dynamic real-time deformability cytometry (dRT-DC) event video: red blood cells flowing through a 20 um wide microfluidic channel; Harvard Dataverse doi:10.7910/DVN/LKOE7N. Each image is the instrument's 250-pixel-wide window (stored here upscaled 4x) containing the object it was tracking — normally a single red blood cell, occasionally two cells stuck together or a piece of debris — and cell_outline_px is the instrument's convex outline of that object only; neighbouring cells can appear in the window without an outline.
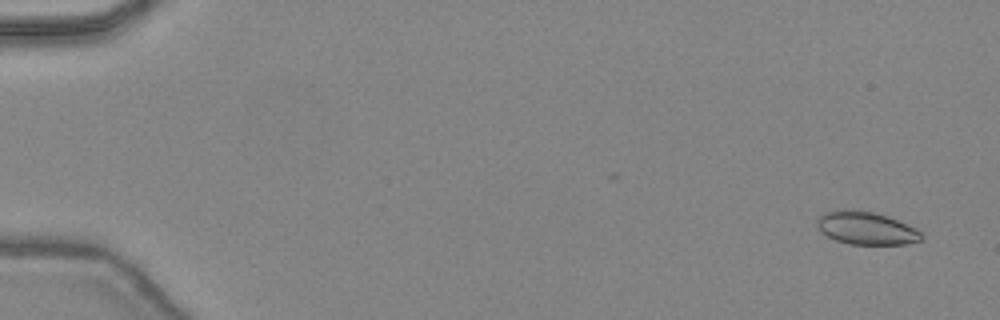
{"species": "common noctule bat (a hibernating species)", "species_latin": "Nyctalus noctula", "temperature_condition": "warm", "stored_images_in_passage": 48, "camera_frame_rate_fps": 3000, "um_per_image_px": 0.085, "animal": {"sex": "female", "body_mass_g": 24.6, "forearm_length_mm": 56.2}, "frame": {"image": 1, "passage_image": 3, "time_ms": 0.667, "image_size_px": [1000, 320], "cell_outline_px": [[924, 236], [920, 240], [904, 244], [848, 244], [836, 240], [820, 232], [816, 224], [816, 216], [824, 212], [840, 208], [852, 208], [872, 212], [888, 216], [916, 228]], "centroid_in_image_um": [73.55, 19.36], "position_along_channel_um": 11.4, "area_um2": 20.35}}
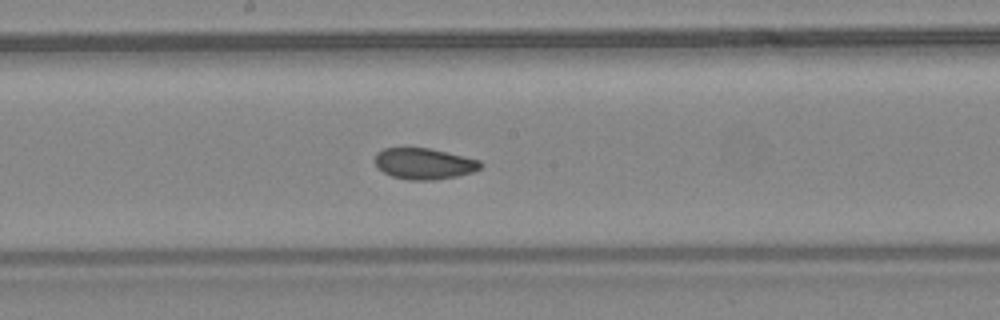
{"frame": {"image": 2, "passage_image": 27, "time_ms": 8.667, "image_size_px": [1000, 320], "cell_outline_px": [[484, 164], [480, 168], [472, 172], [456, 176], [436, 180], [412, 180], [392, 176], [376, 168], [372, 160], [376, 152], [384, 148], [432, 148], [480, 160]], "centroid_in_image_um": [36.01, 13.9], "position_along_channel_um": 212.2, "area_um2": 19.42}}
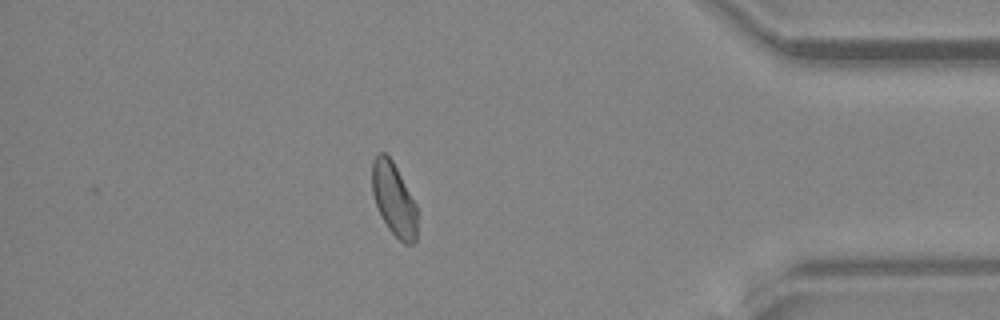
{"frame": {"image": 3, "passage_image": 42, "time_ms": 13.667, "image_size_px": [1000, 320], "cell_outline_px": [[416, 240], [412, 244], [404, 244], [388, 228], [376, 204], [372, 192], [372, 160], [380, 152], [384, 152], [392, 160], [416, 204]], "centroid_in_image_um": [33.47, 16.93], "position_along_channel_um": 401.7, "area_um2": 18.84}, "authors_computed_cell_mechanics": {"area_um2": 19.9988, "velocity_mm_per_s": 4.481, "shape_relaxation_time_tau1_ms": 5.8277, "shape_relaxation_time_tau2_ms": 1.9849, "deformation_change_tau1": 0.1102, "deformation_change_tau2": 0.0702}}